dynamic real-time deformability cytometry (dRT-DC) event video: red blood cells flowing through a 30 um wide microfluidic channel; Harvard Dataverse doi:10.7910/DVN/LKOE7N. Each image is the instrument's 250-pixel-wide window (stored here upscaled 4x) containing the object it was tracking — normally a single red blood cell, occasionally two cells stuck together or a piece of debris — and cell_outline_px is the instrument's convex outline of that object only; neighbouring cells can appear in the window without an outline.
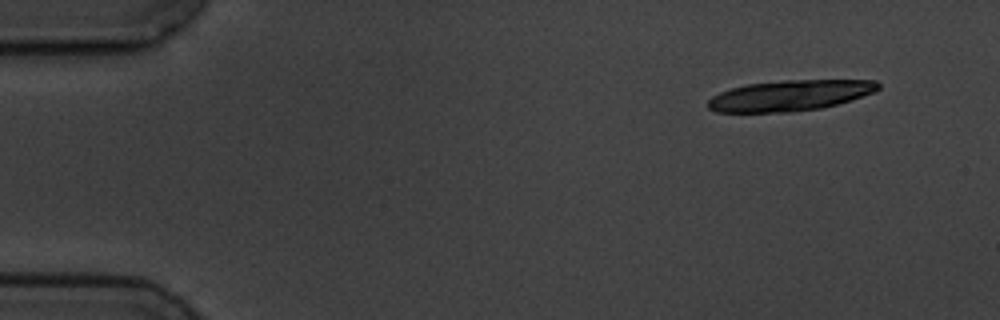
{"species": "common noctule bat (a hibernating species)", "species_latin": "Nyctalus noctula", "temperature_condition": "cold", "stored_images_in_passage": 5, "camera_frame_rate_fps": 3000, "um_per_image_px": 0.085, "animal": {"sex": "male", "body_mass_g": 19.5, "forearm_length_mm": 54.6}, "frame": {"image": 1, "passage_image": 1, "time_ms": 0.0, "image_size_px": [1000, 320], "cell_outline_px": [[880, 88], [876, 92], [836, 104], [820, 108], [792, 112], [716, 112], [708, 108], [708, 100], [712, 96], [720, 92], [732, 88], [748, 84], [784, 80], [876, 80], [880, 84]], "centroid_in_image_um": [67.15, 8.11], "position_along_channel_um": 17.8, "area_um2": 30.4}}
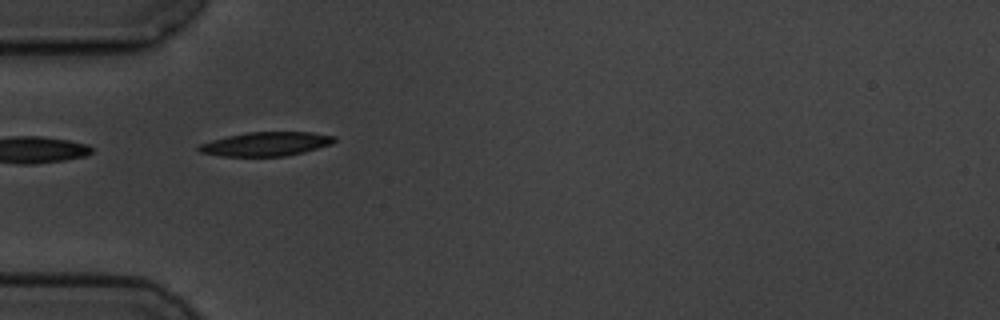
{"frame": {"image": 2, "passage_image": 4, "time_ms": 4.333, "image_size_px": [1000, 320], "cell_outline_px": [[336, 140], [332, 144], [304, 152], [288, 156], [220, 156], [200, 152], [196, 148], [200, 144], [212, 140], [244, 132], [312, 132], [336, 136]], "centroid_in_image_um": [22.63, 12.23], "position_along_channel_um": 62.4, "area_um2": 19.02}}